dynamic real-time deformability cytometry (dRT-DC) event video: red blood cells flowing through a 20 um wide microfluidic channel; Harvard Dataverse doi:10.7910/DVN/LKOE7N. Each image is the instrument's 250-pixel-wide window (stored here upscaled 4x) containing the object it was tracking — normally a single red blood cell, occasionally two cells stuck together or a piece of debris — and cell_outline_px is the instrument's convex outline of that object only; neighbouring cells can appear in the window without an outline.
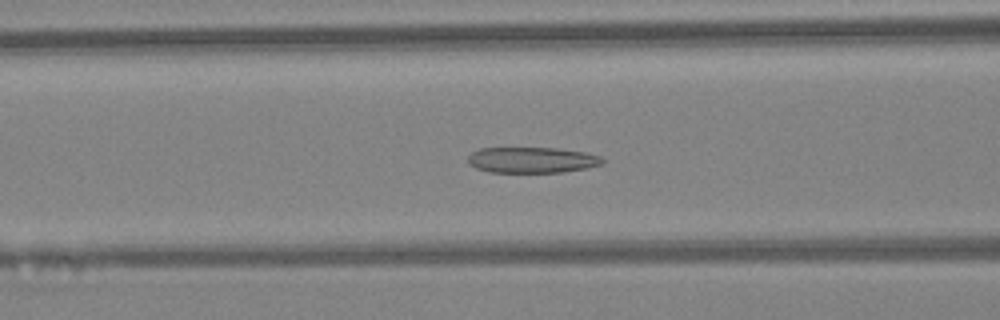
{"species": "Egyptian fruit bat (a non-hibernating species)", "species_latin": "Rousettus aegyptiacus", "temperature_condition": "warm", "stored_images_in_passage": 45, "camera_frame_rate_fps": 3000, "um_per_image_px": 0.085, "animal": {"sex": "female"}, "frame": {"image": 1, "passage_image": 18, "time_ms": 5.667, "image_size_px": [1000, 320], "cell_outline_px": [[604, 164], [588, 168], [564, 172], [488, 172], [476, 168], [468, 164], [468, 156], [472, 152], [480, 148], [556, 148], [588, 152], [600, 156], [604, 160]], "centroid_in_image_um": [45.25, 13.6], "position_along_channel_um": 121.4, "area_um2": 20.46}}
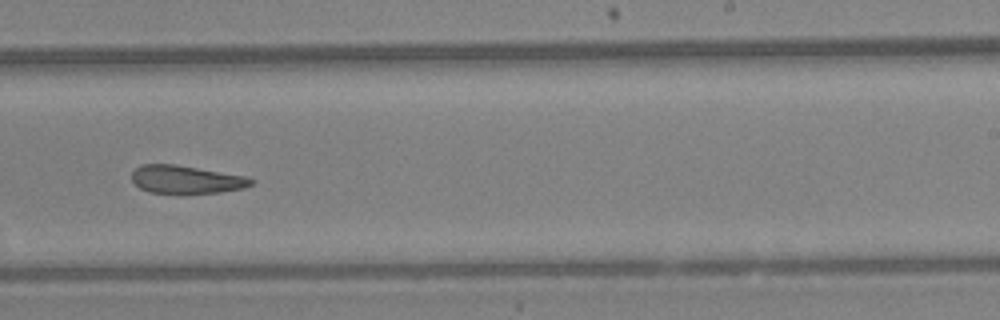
{"frame": {"image": 2, "passage_image": 28, "time_ms": 9.0, "image_size_px": [1000, 320], "cell_outline_px": [[256, 180], [252, 184], [244, 188], [220, 192], [184, 196], [180, 196], [148, 192], [140, 188], [132, 180], [132, 172], [136, 168], [144, 164], [176, 164], [244, 176]], "centroid_in_image_um": [15.81, 15.3], "position_along_channel_um": 273.2, "area_um2": 20.17}}
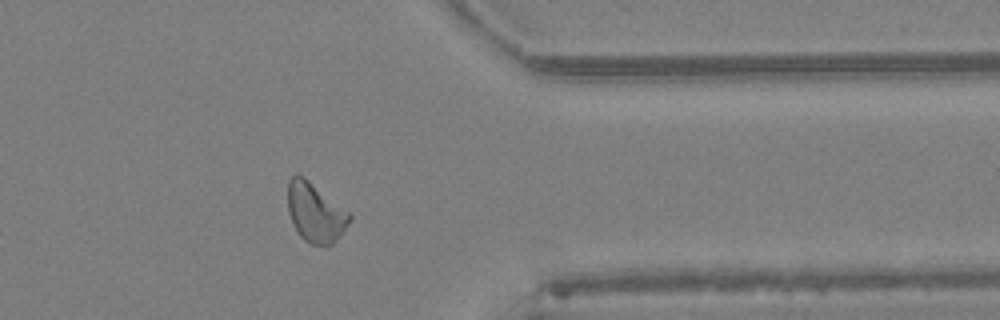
{"frame": {"image": 3, "passage_image": 36, "time_ms": 11.667, "image_size_px": [1000, 320], "cell_outline_px": [[352, 220], [336, 240], [332, 244], [312, 244], [304, 240], [300, 236], [288, 212], [288, 180], [292, 176], [304, 176], [352, 212]], "centroid_in_image_um": [26.85, 18.04], "position_along_channel_um": 384.6, "area_um2": 21.44}, "authors_computed_cell_mechanics": {"area_um2": 21.097, "velocity_mm_per_s": 4.5752, "shape_relaxation_time_tau1_ms": null, "shape_relaxation_time_tau2_ms": 3.2194, "deformation_change_tau1": null, "deformation_change_tau2": 0.118}}